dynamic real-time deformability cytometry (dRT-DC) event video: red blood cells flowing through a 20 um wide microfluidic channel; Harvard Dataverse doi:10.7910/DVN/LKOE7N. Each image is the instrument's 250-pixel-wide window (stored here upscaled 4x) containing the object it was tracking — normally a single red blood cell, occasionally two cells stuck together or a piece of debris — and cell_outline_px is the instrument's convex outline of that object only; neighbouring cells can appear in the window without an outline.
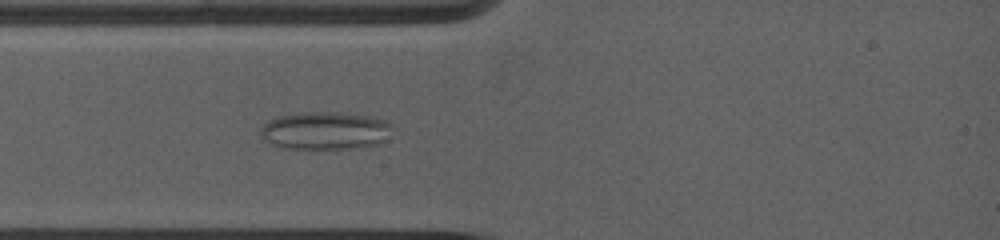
{"species": "common noctule bat (a hibernating species)", "species_latin": "Nyctalus noctula", "temperature_condition": "warm", "stored_images_in_passage": 28, "camera_frame_rate_fps": 5000, "um_per_image_px": 0.085, "animal": {"sex": "female", "body_mass_g": 19.0, "forearm_length_mm": 53.3}, "frame": {"image": 1, "passage_image": 1, "time_ms": 0.0, "image_size_px": [1000, 240], "cell_outline_px": [[392, 124], [384, 140], [376, 144], [352, 148], [284, 148], [272, 144], [260, 132], [264, 124], [268, 120], [276, 116], [300, 112], [340, 112], [368, 116], [384, 120]], "centroid_in_image_um": [27.61, 11.08], "position_along_channel_um": 57.4, "area_um2": 28.55}}
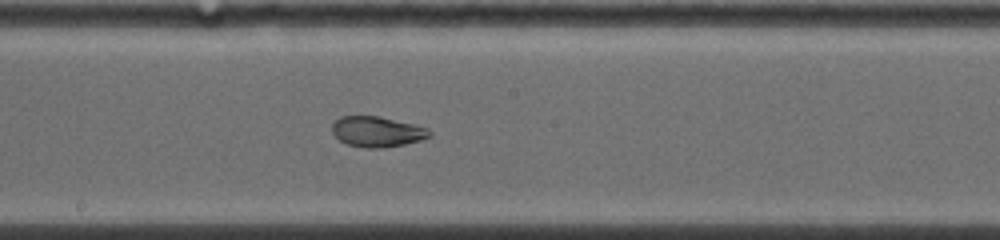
{"frame": {"image": 2, "passage_image": 12, "time_ms": 4.0, "image_size_px": [1000, 240], "cell_outline_px": [[432, 136], [420, 140], [404, 144], [380, 148], [368, 148], [348, 144], [340, 140], [332, 132], [332, 124], [340, 116], [380, 116], [428, 128], [432, 132]], "centroid_in_image_um": [32.06, 11.18], "position_along_channel_um": 216.1, "area_um2": 17.17}}
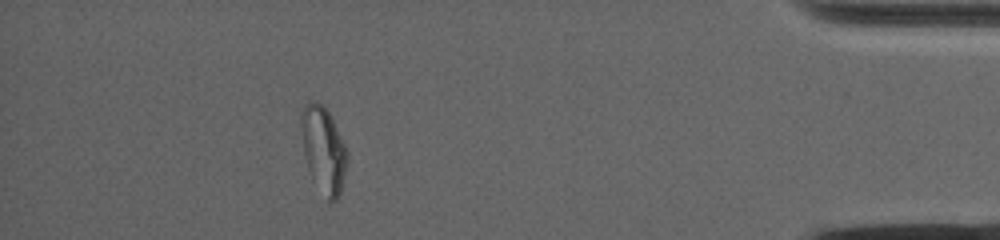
{"frame": {"image": 3, "passage_image": 25, "time_ms": 10.4, "image_size_px": [1000, 240], "cell_outline_px": [[348, 156], [340, 192], [336, 200], [328, 204], [308, 168], [304, 152], [300, 120], [300, 112], [308, 100], [312, 100], [320, 104], [328, 112], [344, 144]], "centroid_in_image_um": [27.47, 12.72], "position_along_channel_um": 407.7, "area_um2": 22.54}}